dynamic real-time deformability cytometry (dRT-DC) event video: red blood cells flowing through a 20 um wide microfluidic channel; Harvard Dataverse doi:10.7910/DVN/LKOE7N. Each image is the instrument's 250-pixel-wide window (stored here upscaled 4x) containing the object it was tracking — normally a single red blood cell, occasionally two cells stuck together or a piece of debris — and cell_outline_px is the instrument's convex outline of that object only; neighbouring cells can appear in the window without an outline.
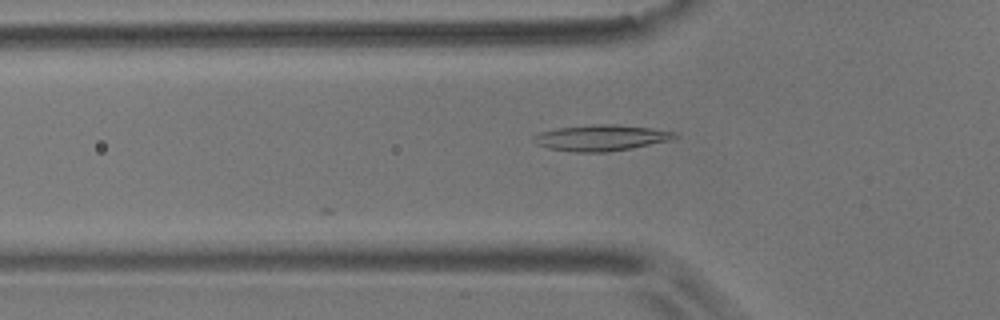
{"species": "common noctule bat (a hibernating species)", "species_latin": "Nyctalus noctula", "temperature_condition": "room temperature", "stored_images_in_passage": 7, "camera_frame_rate_fps": 3000, "um_per_image_px": 0.085, "animal": {"sex": "male", "body_mass_g": 17.9}, "frame": {"image": 1, "passage_image": 2, "time_ms": 0.333, "image_size_px": [1000, 320], "cell_outline_px": [[680, 136], [668, 140], [632, 148], [608, 152], [576, 152], [548, 148], [536, 144], [532, 140], [532, 136], [540, 132], [556, 128], [596, 124], [612, 124], [648, 128], [676, 132]], "centroid_in_image_um": [51.04, 11.71], "position_along_channel_um": 74.8, "area_um2": 21.21}}
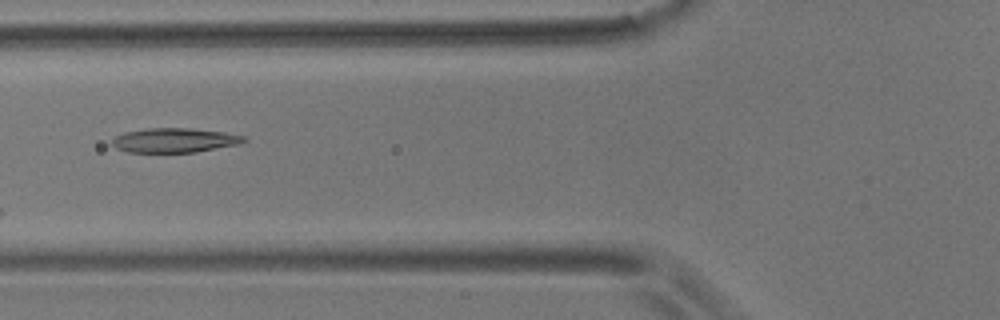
{"frame": {"image": 2, "passage_image": 5, "time_ms": 1.333, "image_size_px": [1000, 320], "cell_outline_px": [[248, 140], [240, 144], [196, 152], [128, 152], [116, 148], [112, 144], [112, 140], [116, 136], [124, 132], [148, 128], [188, 128], [224, 132], [244, 136]], "centroid_in_image_um": [14.85, 11.92], "position_along_channel_um": 111.0, "area_um2": 18.73}}